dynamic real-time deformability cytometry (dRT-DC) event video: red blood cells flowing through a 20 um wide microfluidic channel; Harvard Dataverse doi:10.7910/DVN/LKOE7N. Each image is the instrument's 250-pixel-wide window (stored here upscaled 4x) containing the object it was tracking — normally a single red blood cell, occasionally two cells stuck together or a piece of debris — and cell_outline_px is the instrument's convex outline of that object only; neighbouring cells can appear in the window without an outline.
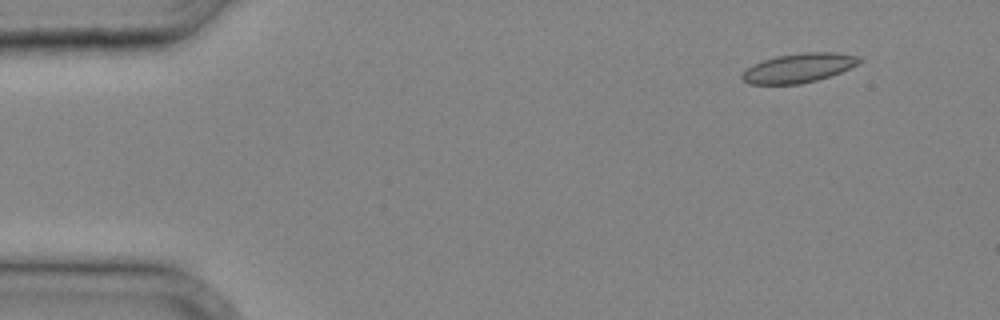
{"species": "common noctule bat (a hibernating species)", "species_latin": "Nyctalus noctula", "temperature_condition": "cold", "stored_images_in_passage": 32, "camera_frame_rate_fps": 3000, "um_per_image_px": 0.085, "animal": {"sex": "male", "body_mass_g": 20.4}, "frame": {"image": 1, "passage_image": 2, "time_ms": 0.333, "image_size_px": [1000, 320], "cell_outline_px": [[864, 60], [840, 72], [816, 80], [800, 84], [748, 84], [740, 76], [752, 64], [776, 56], [804, 52], [836, 52], [860, 56]], "centroid_in_image_um": [67.89, 5.76], "position_along_channel_um": 17.1, "area_um2": 19.83}}
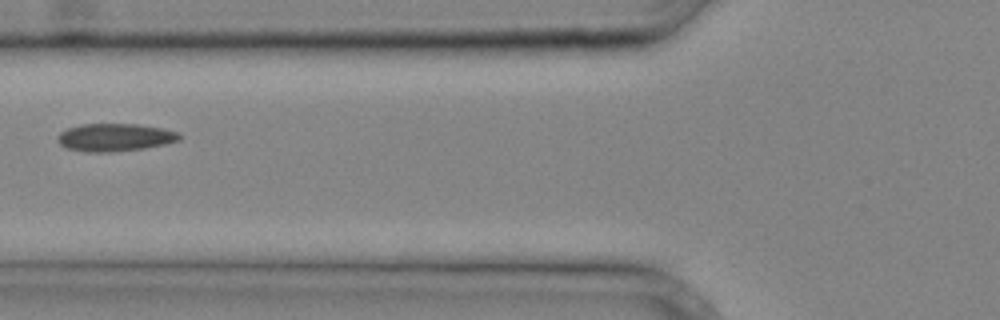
{"frame": {"image": 2, "passage_image": 13, "time_ms": 4.0, "image_size_px": [1000, 320], "cell_outline_px": [[180, 140], [164, 144], [144, 148], [112, 152], [84, 152], [68, 148], [60, 144], [56, 140], [56, 136], [60, 132], [68, 128], [80, 124], [136, 124], [164, 128], [176, 132], [180, 136]], "centroid_in_image_um": [9.72, 11.67], "position_along_channel_um": 116.1, "area_um2": 19.71}}
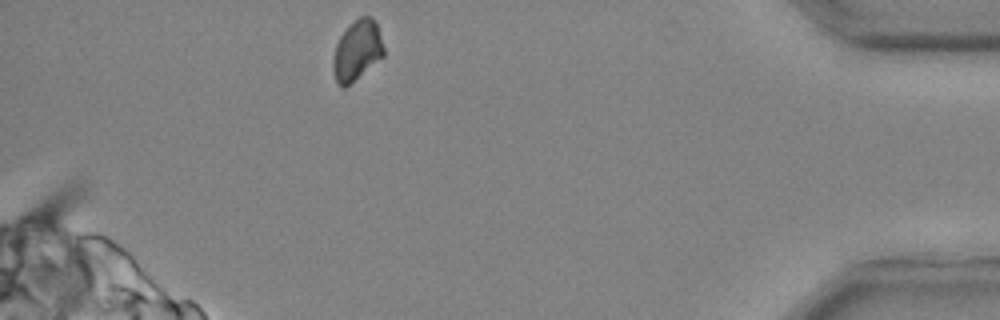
{"frame": {"image": 3, "passage_image": 32, "time_ms": 10.333, "image_size_px": [1000, 320], "cell_outline_px": [[384, 56], [344, 88], [340, 88], [336, 80], [332, 68], [332, 60], [336, 44], [340, 36], [360, 16], [372, 16], [376, 20], [384, 48]], "centroid_in_image_um": [30.35, 4.29], "position_along_channel_um": 404.8, "area_um2": 17.63}}